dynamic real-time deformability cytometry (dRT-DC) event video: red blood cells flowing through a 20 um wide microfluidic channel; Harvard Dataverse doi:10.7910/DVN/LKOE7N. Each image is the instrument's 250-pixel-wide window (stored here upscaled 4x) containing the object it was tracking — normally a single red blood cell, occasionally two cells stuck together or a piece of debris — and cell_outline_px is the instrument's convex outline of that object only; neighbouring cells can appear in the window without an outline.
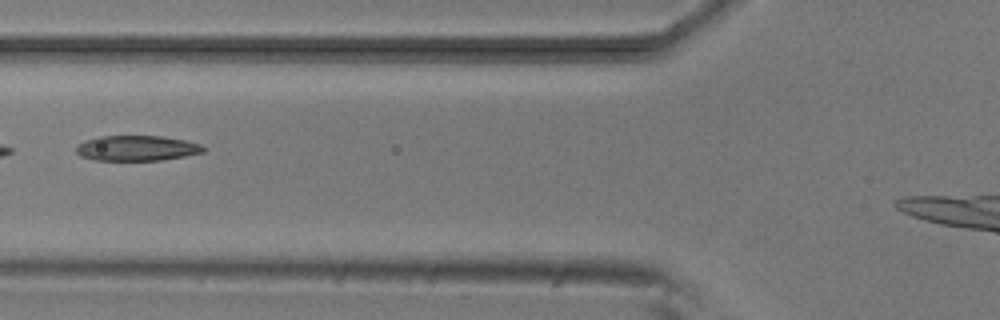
{"species": "common noctule bat (a hibernating species)", "species_latin": "Nyctalus noctula", "temperature_condition": "room temperature", "stored_images_in_passage": 5, "camera_frame_rate_fps": 3000, "um_per_image_px": 0.085, "animal": {"sex": "male", "body_mass_g": 20.5, "forearm_length_mm": 52.5}, "frame": {"image": 1, "passage_image": 5, "time_ms": 4.333, "image_size_px": [1000, 320], "cell_outline_px": [[208, 148], [204, 152], [184, 156], [160, 160], [96, 160], [80, 156], [76, 152], [76, 144], [84, 140], [100, 136], [160, 136], [184, 140], [200, 144]], "centroid_in_image_um": [11.61, 12.59], "position_along_channel_um": 114.2, "area_um2": 18.79}}